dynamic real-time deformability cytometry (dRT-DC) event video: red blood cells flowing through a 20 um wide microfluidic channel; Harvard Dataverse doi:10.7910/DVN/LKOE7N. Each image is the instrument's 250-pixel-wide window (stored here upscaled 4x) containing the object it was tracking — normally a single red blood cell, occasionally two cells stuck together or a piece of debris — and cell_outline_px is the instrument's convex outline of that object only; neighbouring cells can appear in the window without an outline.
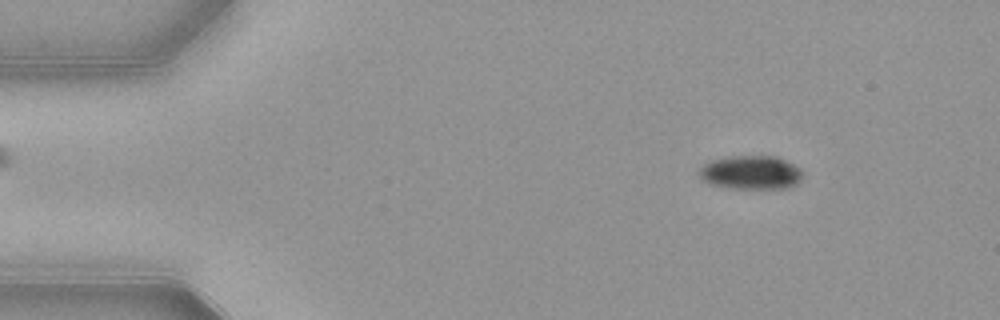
{"species": "common noctule bat (a hibernating species)", "species_latin": "Nyctalus noctula", "temperature_condition": "warm", "stored_images_in_passage": 53, "camera_frame_rate_fps": 3000, "um_per_image_px": 0.085, "animal": {"sex": "female", "body_mass_g": 21.9}, "frame": {"image": 1, "passage_image": 7, "time_ms": 2.0, "image_size_px": [1000, 320], "cell_outline_px": [[800, 180], [796, 184], [788, 188], [728, 188], [708, 184], [700, 180], [696, 176], [700, 168], [704, 164], [712, 160], [732, 156], [776, 156], [800, 168]], "centroid_in_image_um": [63.74, 14.67], "position_along_channel_um": 21.3, "area_um2": 20.4}}
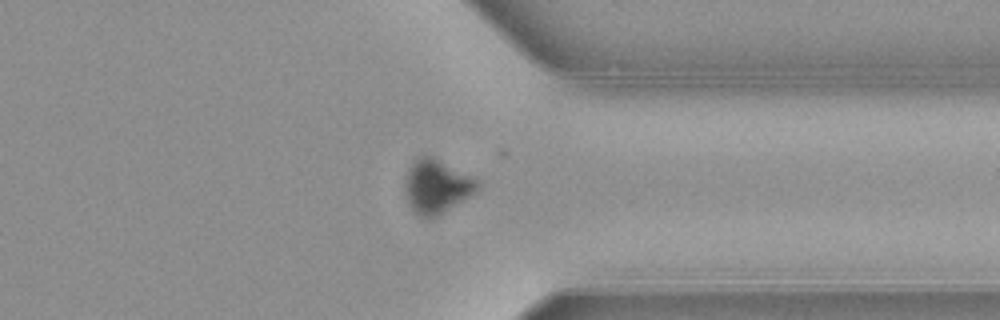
{"frame": {"image": 2, "passage_image": 41, "time_ms": 13.333, "image_size_px": [1000, 320], "cell_outline_px": [[480, 188], [476, 192], [444, 212], [436, 216], [420, 216], [408, 204], [404, 192], [404, 176], [408, 168], [420, 156], [432, 156], [476, 180], [480, 184]], "centroid_in_image_um": [37.07, 15.85], "position_along_channel_um": 374.3, "area_um2": 22.25}}
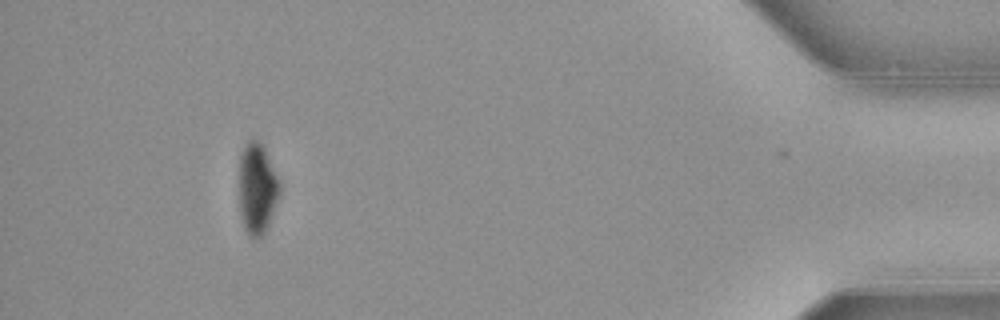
{"frame": {"image": 3, "passage_image": 49, "time_ms": 16.0, "image_size_px": [1000, 320], "cell_outline_px": [[280, 196], [268, 224], [264, 232], [256, 240], [244, 228], [240, 216], [240, 156], [244, 144], [248, 140], [260, 140], [264, 144], [280, 180]], "centroid_in_image_um": [21.88, 15.96], "position_along_channel_um": 413.3, "area_um2": 21.73}, "authors_computed_cell_mechanics": {"area_um2": 23.4668, "velocity_mm_per_s": 3.885, "shape_relaxation_time_tau1_ms": 2.3129, "shape_relaxation_time_tau2_ms": null, "deformation_change_tau1": 0.1195, "deformation_change_tau2": null}}